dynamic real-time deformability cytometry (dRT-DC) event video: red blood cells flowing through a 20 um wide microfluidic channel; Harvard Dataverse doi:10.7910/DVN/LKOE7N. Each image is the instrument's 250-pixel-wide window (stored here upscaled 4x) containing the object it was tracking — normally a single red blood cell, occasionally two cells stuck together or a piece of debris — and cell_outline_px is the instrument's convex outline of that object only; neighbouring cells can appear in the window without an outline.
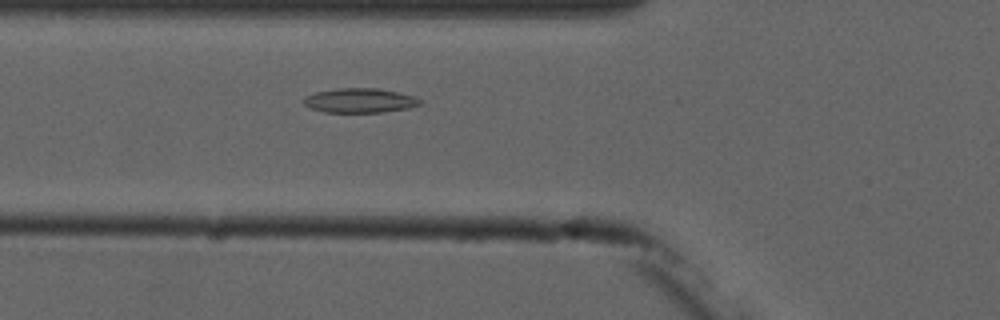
{"species": "common noctule bat (a hibernating species)", "species_latin": "Nyctalus noctula", "temperature_condition": "cold", "stored_images_in_passage": 6, "camera_frame_rate_fps": 3000, "um_per_image_px": 0.085, "animal": {"sex": "male", "forearm_length_mm": 52.5}, "frame": {"image": 1, "passage_image": 6, "time_ms": 6.667, "image_size_px": [1000, 320], "cell_outline_px": [[424, 104], [408, 108], [384, 112], [324, 112], [312, 108], [304, 104], [300, 100], [304, 96], [316, 92], [340, 88], [376, 88], [400, 92], [416, 96], [424, 100]], "centroid_in_image_um": [30.64, 8.54], "position_along_channel_um": 95.2, "area_um2": 16.88}}